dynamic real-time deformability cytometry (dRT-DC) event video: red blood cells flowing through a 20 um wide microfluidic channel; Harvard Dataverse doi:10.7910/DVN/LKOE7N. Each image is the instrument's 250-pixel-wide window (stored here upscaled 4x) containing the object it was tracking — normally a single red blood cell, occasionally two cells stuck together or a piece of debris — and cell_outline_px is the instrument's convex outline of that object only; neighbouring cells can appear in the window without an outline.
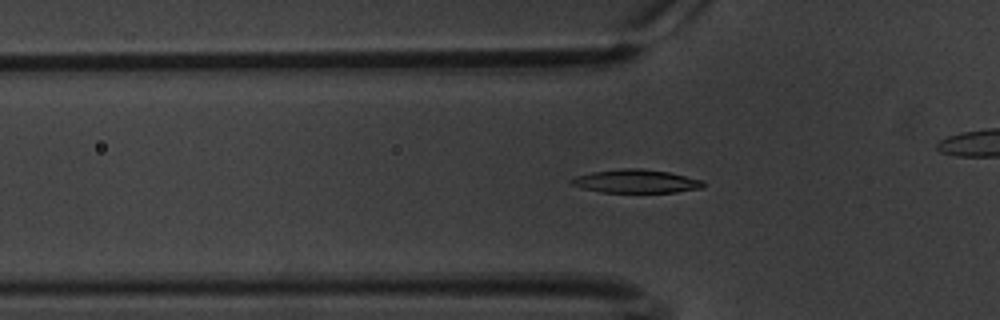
{"species": "common noctule bat (a hibernating species)", "species_latin": "Nyctalus noctula", "temperature_condition": "warm", "stored_images_in_passage": 61, "camera_frame_rate_fps": 3000, "um_per_image_px": 0.085, "animal": {"sex": "male", "body_mass_g": 20.1, "forearm_length_mm": 53.5}, "frame": {"image": 1, "passage_image": 20, "time_ms": 6.333, "image_size_px": [1000, 320], "cell_outline_px": [[704, 184], [700, 188], [676, 192], [600, 192], [580, 188], [572, 184], [568, 180], [576, 176], [592, 172], [624, 168], [640, 168], [668, 172], [704, 180]], "centroid_in_image_um": [54.03, 15.4], "position_along_channel_um": 71.8, "area_um2": 17.92}}
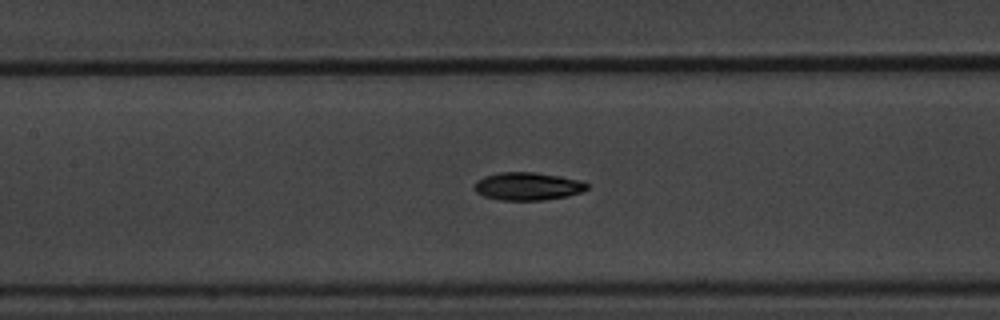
{"frame": {"image": 2, "passage_image": 28, "time_ms": 9.0, "image_size_px": [1000, 320], "cell_outline_px": [[588, 188], [584, 192], [568, 196], [544, 200], [500, 200], [484, 196], [476, 192], [472, 188], [476, 180], [484, 176], [500, 172], [536, 172], [580, 180], [588, 184]], "centroid_in_image_um": [44.84, 15.83], "position_along_channel_um": 162.6, "area_um2": 18.5}}
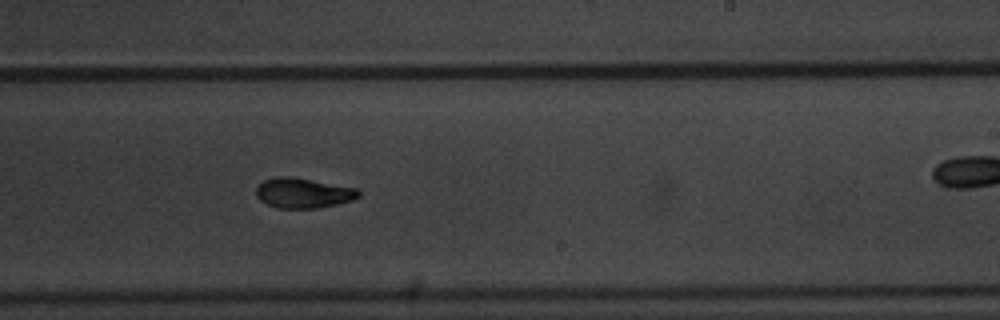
{"frame": {"image": 3, "passage_image": 37, "time_ms": 12.0, "image_size_px": [1000, 320], "cell_outline_px": [[360, 196], [352, 200], [336, 204], [316, 208], [276, 208], [260, 200], [256, 196], [256, 188], [264, 180], [276, 176], [288, 176], [356, 188], [360, 192]], "centroid_in_image_um": [25.74, 16.41], "position_along_channel_um": 263.3, "area_um2": 17.74}, "authors_computed_cell_mechanics": {"area_um2": 17.5712, "velocity_mm_per_s": 3.368, "shape_relaxation_time_tau1_ms": 4.3036, "shape_relaxation_time_tau2_ms": 4.7269, "deformation_change_tau1": 0.1678, "deformation_change_tau2": 0.0783}}